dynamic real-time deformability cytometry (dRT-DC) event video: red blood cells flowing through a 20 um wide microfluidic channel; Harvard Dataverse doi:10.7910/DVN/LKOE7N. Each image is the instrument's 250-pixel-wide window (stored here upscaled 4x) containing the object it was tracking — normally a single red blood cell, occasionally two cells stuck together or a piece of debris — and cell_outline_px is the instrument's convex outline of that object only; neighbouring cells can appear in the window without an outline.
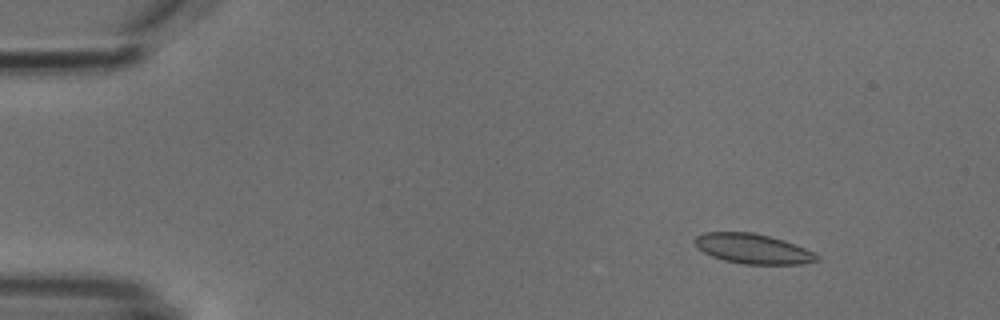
{"species": "common noctule bat (a hibernating species)", "species_latin": "Nyctalus noctula", "temperature_condition": "cold", "stored_images_in_passage": 6, "camera_frame_rate_fps": 3000, "um_per_image_px": 0.085, "animal": {"sex": "male", "body_mass_g": 18.8}, "frame": {"image": 1, "passage_image": 2, "time_ms": 1.0, "image_size_px": [1000, 320], "cell_outline_px": [[820, 260], [804, 264], [744, 264], [724, 260], [712, 256], [696, 248], [696, 236], [704, 232], [752, 232], [784, 240], [804, 248], [820, 256]], "centroid_in_image_um": [64.01, 21.15], "position_along_channel_um": 21.0, "area_um2": 21.15}}
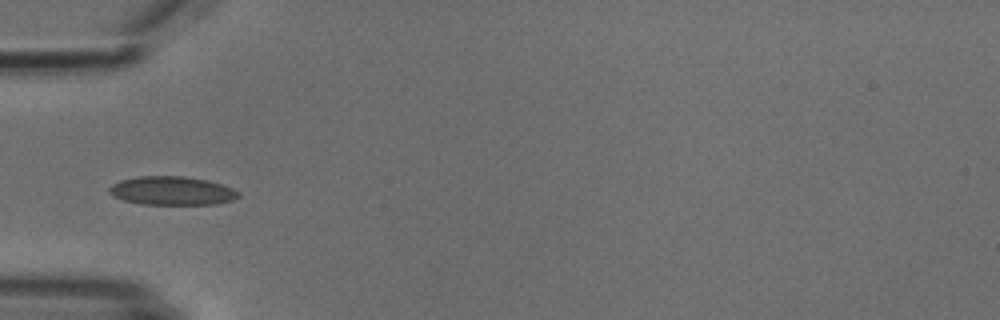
{"frame": {"image": 2, "passage_image": 5, "time_ms": 4.667, "image_size_px": [1000, 320], "cell_outline_px": [[240, 196], [232, 200], [216, 204], [140, 204], [124, 200], [112, 196], [108, 192], [108, 188], [112, 184], [120, 180], [136, 176], [184, 176], [208, 180], [232, 188], [240, 192]], "centroid_in_image_um": [14.59, 16.21], "position_along_channel_um": 70.4, "area_um2": 21.68}}
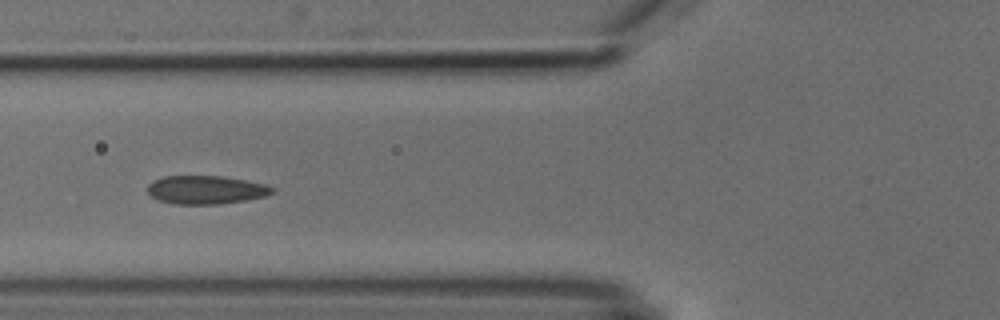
{"frame": {"image": 3, "passage_image": 6, "time_ms": 5.667, "image_size_px": [1000, 320], "cell_outline_px": [[276, 188], [272, 192], [264, 196], [248, 200], [216, 204], [172, 204], [156, 200], [148, 192], [148, 184], [152, 180], [164, 176], [224, 176], [264, 184]], "centroid_in_image_um": [17.46, 16.13], "position_along_channel_um": 108.3, "area_um2": 20.69}}